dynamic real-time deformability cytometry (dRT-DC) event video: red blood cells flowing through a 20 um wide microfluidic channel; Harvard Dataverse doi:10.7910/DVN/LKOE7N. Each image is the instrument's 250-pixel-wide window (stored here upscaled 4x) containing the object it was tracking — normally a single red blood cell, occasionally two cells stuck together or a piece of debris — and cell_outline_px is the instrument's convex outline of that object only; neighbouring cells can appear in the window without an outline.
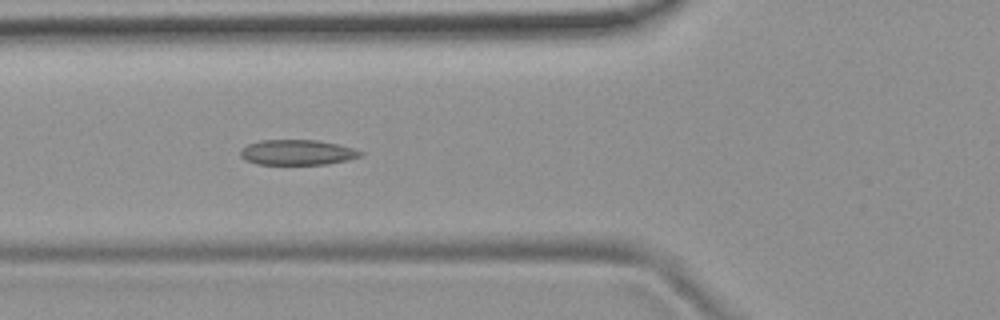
{"species": "common noctule bat (a hibernating species)", "species_latin": "Nyctalus noctula", "temperature_condition": "room temperature", "stored_images_in_passage": 5, "camera_frame_rate_fps": 3000, "um_per_image_px": 0.085, "animal": {"sex": "female", "body_mass_g": 19.9}, "frame": {"image": 1, "passage_image": 2, "time_ms": 1.0, "image_size_px": [1000, 320], "cell_outline_px": [[364, 156], [348, 160], [328, 164], [256, 164], [244, 160], [240, 156], [240, 152], [248, 144], [260, 140], [316, 140], [336, 144], [352, 148], [364, 152]], "centroid_in_image_um": [25.28, 12.96], "position_along_channel_um": 100.5, "area_um2": 17.69}}
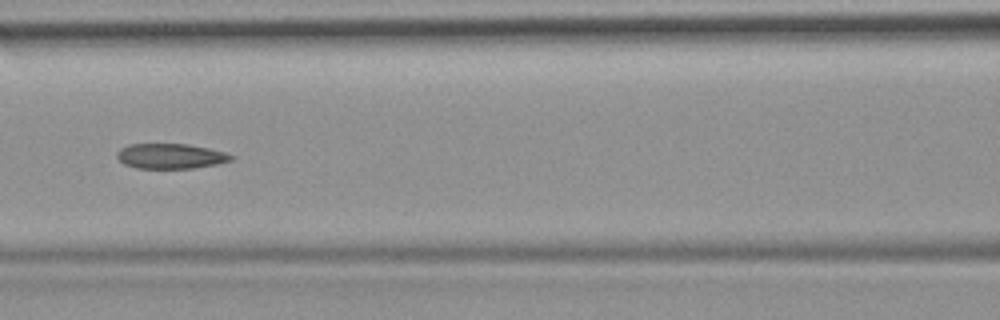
{"frame": {"image": 2, "passage_image": 3, "time_ms": 2.333, "image_size_px": [1000, 320], "cell_outline_px": [[236, 156], [232, 160], [216, 164], [192, 168], [136, 168], [124, 164], [116, 156], [116, 152], [120, 148], [128, 144], [188, 144], [208, 148], [224, 152]], "centroid_in_image_um": [14.48, 13.26], "position_along_channel_um": 152.1, "area_um2": 16.7}}
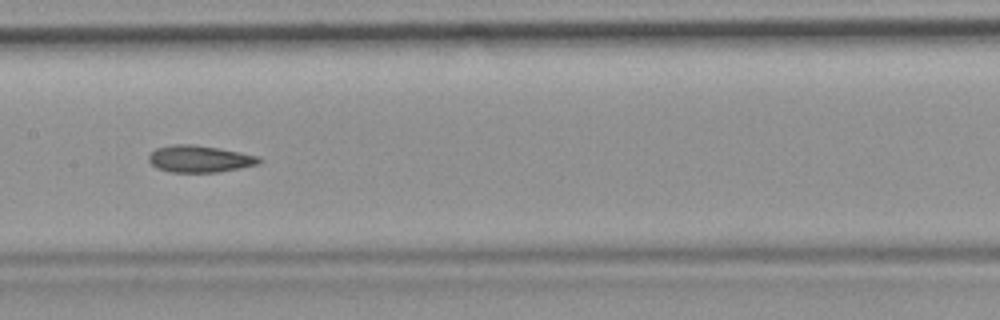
{"frame": {"image": 3, "passage_image": 4, "time_ms": 3.333, "image_size_px": [1000, 320], "cell_outline_px": [[264, 160], [260, 164], [240, 168], [216, 172], [168, 172], [156, 168], [148, 160], [148, 156], [156, 148], [172, 144], [192, 144], [220, 148], [260, 156]], "centroid_in_image_um": [16.99, 13.5], "position_along_channel_um": 190.4, "area_um2": 17.51}}